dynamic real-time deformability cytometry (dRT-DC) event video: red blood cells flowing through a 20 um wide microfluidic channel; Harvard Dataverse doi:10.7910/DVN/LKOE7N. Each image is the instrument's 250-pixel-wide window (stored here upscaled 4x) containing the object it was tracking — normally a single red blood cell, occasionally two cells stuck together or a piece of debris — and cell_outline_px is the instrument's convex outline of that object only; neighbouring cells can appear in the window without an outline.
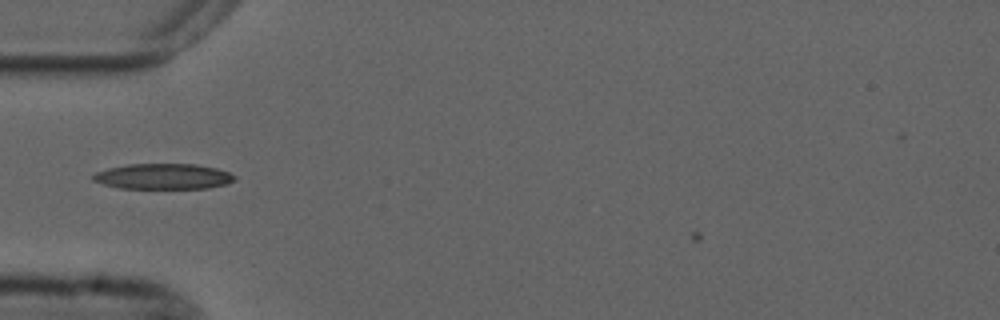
{"species": "common noctule bat (a hibernating species)", "species_latin": "Nyctalus noctula", "temperature_condition": "cold", "stored_images_in_passage": 39, "camera_frame_rate_fps": 3000, "um_per_image_px": 0.085, "animal": {"sex": "male", "forearm_length_mm": 52.5}, "frame": {"image": 1, "passage_image": 5, "time_ms": 1.333, "image_size_px": [1000, 320], "cell_outline_px": [[236, 180], [228, 184], [208, 188], [120, 188], [104, 184], [92, 180], [92, 176], [96, 172], [108, 168], [128, 164], [196, 164], [216, 168], [228, 172], [236, 176]], "centroid_in_image_um": [13.9, 14.99], "position_along_channel_um": 71.1, "area_um2": 21.1}}
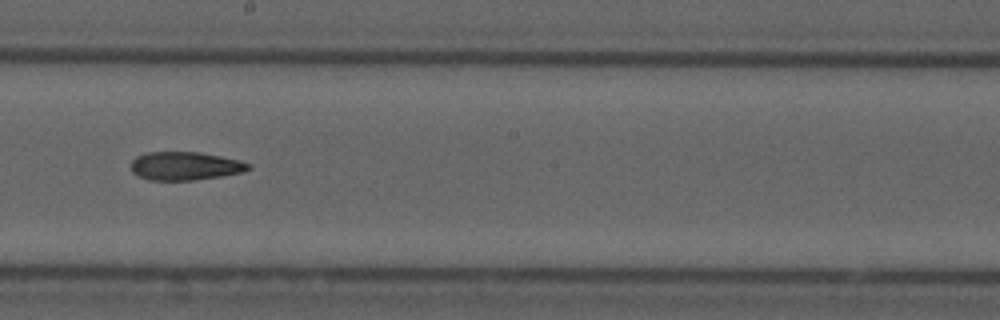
{"frame": {"image": 2, "passage_image": 18, "time_ms": 5.667, "image_size_px": [1000, 320], "cell_outline_px": [[252, 168], [244, 172], [220, 176], [192, 180], [148, 180], [136, 176], [132, 172], [132, 160], [136, 156], [144, 152], [200, 152], [240, 160], [252, 164]], "centroid_in_image_um": [15.73, 14.1], "position_along_channel_um": 232.5, "area_um2": 19.59}}
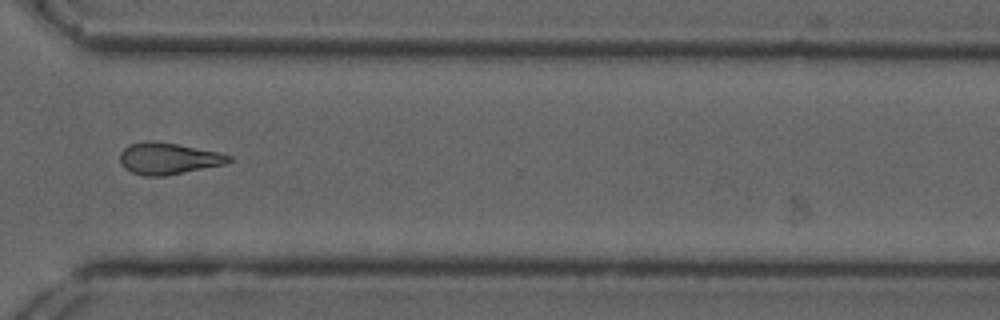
{"frame": {"image": 3, "passage_image": 28, "time_ms": 9.0, "image_size_px": [1000, 320], "cell_outline_px": [[232, 160], [224, 164], [168, 176], [144, 176], [132, 172], [124, 168], [120, 164], [120, 152], [128, 144], [144, 140], [156, 140], [220, 152], [232, 156]], "centroid_in_image_um": [14.28, 13.46], "position_along_channel_um": 356.3, "area_um2": 20.4}}